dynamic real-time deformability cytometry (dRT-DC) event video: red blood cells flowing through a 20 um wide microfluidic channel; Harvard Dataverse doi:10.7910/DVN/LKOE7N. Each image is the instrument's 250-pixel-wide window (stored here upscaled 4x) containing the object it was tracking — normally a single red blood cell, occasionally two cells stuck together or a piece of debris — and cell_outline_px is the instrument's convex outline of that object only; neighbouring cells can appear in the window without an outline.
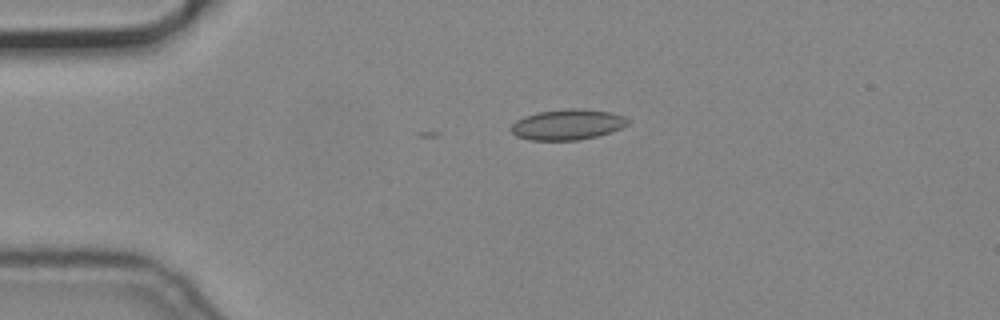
{"species": "common noctule bat (a hibernating species)", "species_latin": "Nyctalus noctula", "temperature_condition": "cold", "stored_images_in_passage": 5, "camera_frame_rate_fps": 3000, "um_per_image_px": 0.085, "animal": {"sex": "male", "body_mass_g": 19.2, "forearm_length_mm": 51.8}, "frame": {"image": 1, "passage_image": 3, "time_ms": 0.667, "image_size_px": [1000, 320], "cell_outline_px": [[628, 124], [620, 128], [596, 136], [580, 140], [532, 140], [516, 136], [508, 128], [516, 120], [524, 116], [536, 112], [568, 108], [580, 108], [612, 112], [624, 116], [628, 120]], "centroid_in_image_um": [48.2, 10.57], "position_along_channel_um": 36.8, "area_um2": 20.87}}
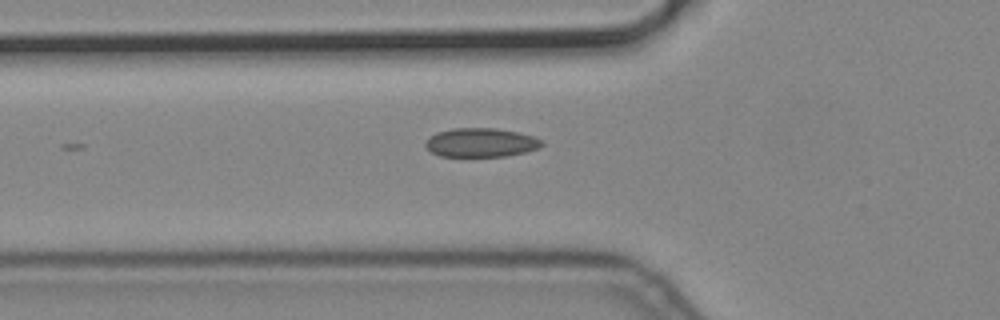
{"frame": {"image": 2, "passage_image": 5, "time_ms": 1.333, "image_size_px": [1000, 320], "cell_outline_px": [[544, 144], [540, 148], [524, 152], [504, 156], [440, 156], [432, 152], [424, 144], [436, 132], [452, 128], [496, 128], [516, 132], [532, 136], [540, 140]], "centroid_in_image_um": [40.88, 12.11], "position_along_channel_um": 84.9, "area_um2": 19.36}}